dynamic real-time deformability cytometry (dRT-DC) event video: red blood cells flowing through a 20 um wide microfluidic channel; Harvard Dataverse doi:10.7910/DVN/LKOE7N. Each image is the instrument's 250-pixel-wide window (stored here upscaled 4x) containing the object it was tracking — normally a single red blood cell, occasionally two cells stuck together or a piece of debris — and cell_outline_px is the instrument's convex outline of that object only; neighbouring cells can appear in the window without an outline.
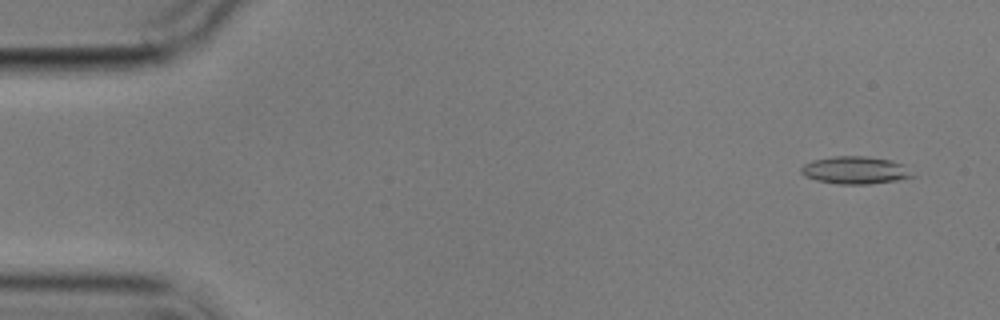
{"species": "common noctule bat (a hibernating species)", "species_latin": "Nyctalus noctula", "temperature_condition": "cold", "stored_images_in_passage": 6, "camera_frame_rate_fps": 3000, "um_per_image_px": 0.085, "animal": {"sex": "male", "body_mass_g": 17.9}, "frame": {"image": 1, "passage_image": 1, "time_ms": 0.0, "image_size_px": [1000, 320], "cell_outline_px": [[920, 176], [896, 180], [868, 184], [840, 184], [816, 180], [804, 176], [800, 172], [800, 168], [804, 164], [812, 160], [832, 156], [864, 156], [892, 160], [900, 164]], "centroid_in_image_um": [72.7, 14.46], "position_along_channel_um": 12.3, "area_um2": 17.98}}
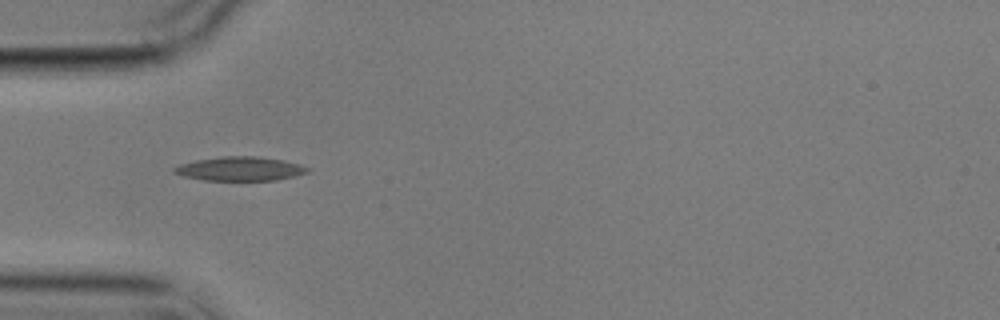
{"frame": {"image": 2, "passage_image": 5, "time_ms": 4.667, "image_size_px": [1000, 320], "cell_outline_px": [[308, 172], [296, 176], [276, 180], [204, 180], [184, 176], [172, 172], [172, 168], [180, 164], [196, 160], [220, 156], [260, 156], [284, 160], [300, 164], [308, 168]], "centroid_in_image_um": [20.4, 14.34], "position_along_channel_um": 64.6, "area_um2": 18.73}}
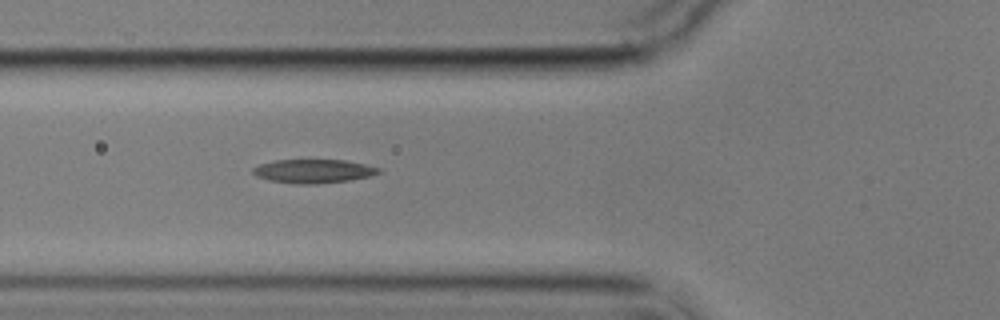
{"frame": {"image": 3, "passage_image": 6, "time_ms": 5.667, "image_size_px": [1000, 320], "cell_outline_px": [[380, 172], [368, 176], [348, 180], [316, 184], [300, 184], [272, 180], [256, 176], [252, 172], [252, 168], [260, 164], [276, 160], [344, 160], [364, 164], [380, 168]], "centroid_in_image_um": [26.62, 14.54], "position_along_channel_um": 99.2, "area_um2": 17.05}}